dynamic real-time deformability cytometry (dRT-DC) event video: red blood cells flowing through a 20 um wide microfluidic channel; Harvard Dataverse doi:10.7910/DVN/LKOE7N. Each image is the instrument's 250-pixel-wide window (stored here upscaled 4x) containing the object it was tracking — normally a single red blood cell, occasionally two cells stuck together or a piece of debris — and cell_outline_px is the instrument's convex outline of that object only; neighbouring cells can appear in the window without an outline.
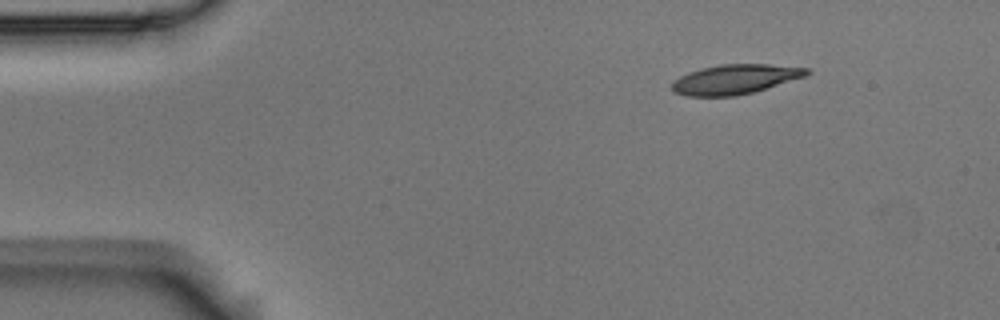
{"species": "Egyptian fruit bat (a non-hibernating species)", "species_latin": "Rousettus aegyptiacus", "temperature_condition": "room temperature", "stored_images_in_passage": 5, "segment_of_instrument_passage": [2, 2], "camera_frame_rate_fps": 3000, "um_per_image_px": 0.085, "animal": {"sex": "male"}, "frame": {"image": 1, "passage_image": 5, "time_ms": 1.333, "image_size_px": [1000, 320], "cell_outline_px": [[812, 72], [808, 76], [752, 92], [736, 96], [688, 96], [672, 92], [672, 80], [688, 72], [700, 68], [720, 64], [768, 64], [808, 68]], "centroid_in_image_um": [62.48, 6.73], "position_along_channel_um": 22.5, "area_um2": 23.47}}